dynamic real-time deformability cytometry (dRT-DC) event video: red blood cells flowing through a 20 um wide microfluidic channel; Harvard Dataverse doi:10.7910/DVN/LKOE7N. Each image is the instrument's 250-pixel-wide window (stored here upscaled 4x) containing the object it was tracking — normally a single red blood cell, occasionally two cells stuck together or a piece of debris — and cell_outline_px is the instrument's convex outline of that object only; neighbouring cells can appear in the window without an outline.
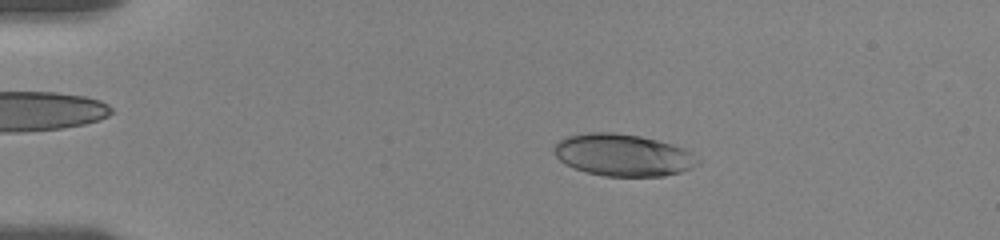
{"species": "human", "species_latin": "Homo sapiens", "temperature_condition": "room temperature", "stored_images_in_passage": 94, "camera_frame_rate_fps": 3000, "um_per_image_px": 0.085, "donor": {"sex": "female"}, "frame": {"image": 1, "passage_image": 26, "time_ms": 3.333, "image_size_px": [1000, 240], "cell_outline_px": [[700, 164], [692, 168], [680, 172], [664, 176], [604, 176], [584, 172], [564, 164], [556, 156], [552, 148], [556, 140], [568, 136], [588, 132], [612, 132], [640, 136], [656, 140], [684, 148], [692, 152], [700, 160]], "centroid_in_image_um": [52.93, 13.18], "position_along_channel_um": 32.1, "area_um2": 35.55}}
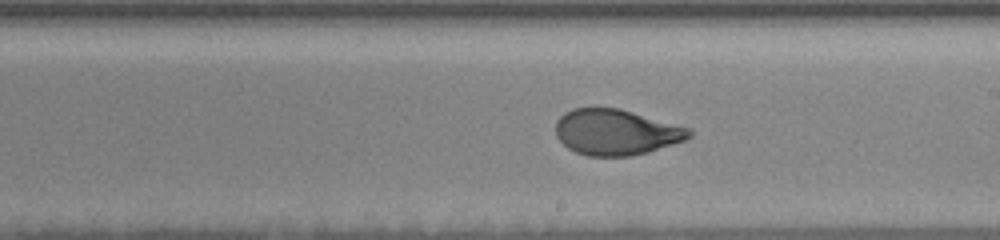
{"frame": {"image": 2, "passage_image": 64, "time_ms": 10.667, "image_size_px": [1000, 240], "cell_outline_px": [[692, 136], [684, 140], [648, 152], [632, 156], [588, 156], [576, 152], [568, 148], [556, 136], [556, 120], [564, 112], [572, 108], [620, 108], [688, 128], [692, 132]], "centroid_in_image_um": [52.33, 11.23], "position_along_channel_um": 236.7, "area_um2": 35.43}}
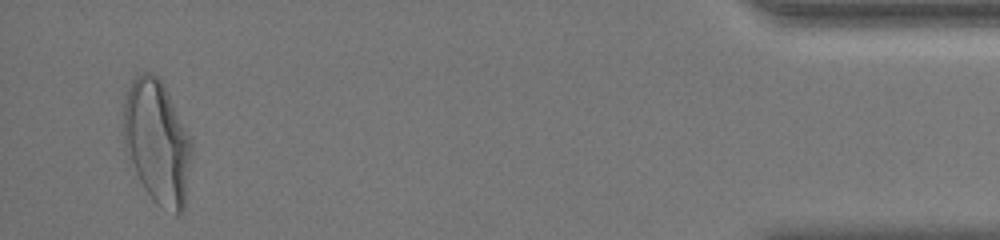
{"frame": {"image": 3, "passage_image": 92, "time_ms": 17.667, "image_size_px": [1000, 240], "cell_outline_px": [[192, 152], [184, 208], [180, 216], [176, 216], [160, 208], [152, 200], [144, 188], [136, 172], [124, 144], [124, 104], [128, 88], [132, 80], [140, 72], [152, 72], [164, 84], [192, 140]], "centroid_in_image_um": [13.38, 12.1], "position_along_channel_um": 421.8, "area_um2": 49.13}, "authors_computed_cell_mechanics": {"area_um2": 36.703, "velocity_mm_per_s": 3.6053, "shape_relaxation_time_tau1_ms": 5.1554, "shape_relaxation_time_tau2_ms": 0.7678, "deformation_change_tau1": 0.2148, "deformation_change_tau2": 0.059}}